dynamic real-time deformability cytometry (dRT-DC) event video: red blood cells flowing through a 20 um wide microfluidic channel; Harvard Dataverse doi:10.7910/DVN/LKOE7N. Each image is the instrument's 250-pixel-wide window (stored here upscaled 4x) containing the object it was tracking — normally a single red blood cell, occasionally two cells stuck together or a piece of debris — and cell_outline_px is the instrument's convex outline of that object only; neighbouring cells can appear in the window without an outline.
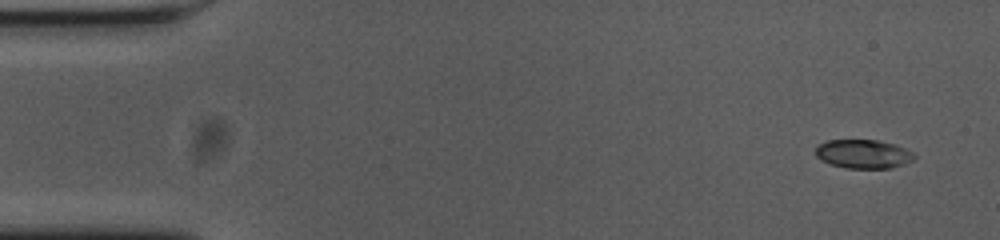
{"species": "common noctule bat (a hibernating species)", "species_latin": "Nyctalus noctula", "temperature_condition": "cold", "stored_images_in_passage": 53, "camera_frame_rate_fps": 3000, "um_per_image_px": 0.085, "animal": {"sex": "female", "body_mass_g": 23.0, "forearm_length_mm": 53.4}, "frame": {"image": 1, "passage_image": 1, "time_ms": 0.0, "image_size_px": [1000, 240], "cell_outline_px": [[916, 156], [912, 160], [904, 164], [892, 168], [848, 168], [832, 164], [820, 160], [816, 156], [816, 148], [820, 144], [828, 140], [880, 140], [896, 144], [912, 152]], "centroid_in_image_um": [73.4, 13.08], "position_along_channel_um": 11.6, "area_um2": 16.53}}
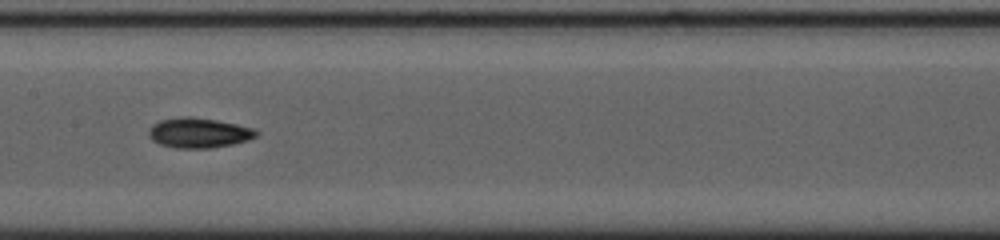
{"frame": {"image": 2, "passage_image": 25, "time_ms": 8.0, "image_size_px": [1000, 240], "cell_outline_px": [[260, 132], [256, 136], [248, 140], [232, 144], [208, 148], [176, 148], [160, 144], [152, 140], [148, 136], [148, 132], [152, 124], [160, 120], [180, 116], [192, 116], [216, 120], [256, 128]], "centroid_in_image_um": [16.89, 11.28], "position_along_channel_um": 190.5, "area_um2": 18.96}}
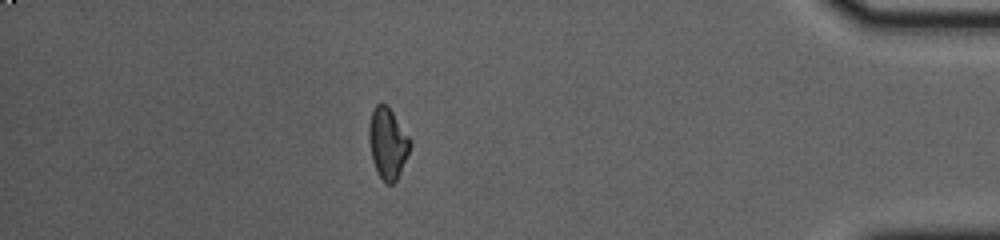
{"frame": {"image": 3, "passage_image": 46, "time_ms": 15.0, "image_size_px": [1000, 240], "cell_outline_px": [[412, 144], [400, 172], [396, 180], [392, 184], [384, 184], [376, 172], [372, 160], [368, 140], [368, 128], [372, 112], [376, 104], [384, 104], [392, 112], [412, 140]], "centroid_in_image_um": [32.94, 12.22], "position_along_channel_um": 402.3, "area_um2": 17.05}, "authors_computed_cell_mechanics": {"area_um2": 17.2822, "velocity_mm_per_s": 3.6878, "shape_relaxation_time_tau1_ms": 4.7043, "shape_relaxation_time_tau2_ms": 5.3865, "deformation_change_tau1": 0.1593, "deformation_change_tau2": 0.0891}}